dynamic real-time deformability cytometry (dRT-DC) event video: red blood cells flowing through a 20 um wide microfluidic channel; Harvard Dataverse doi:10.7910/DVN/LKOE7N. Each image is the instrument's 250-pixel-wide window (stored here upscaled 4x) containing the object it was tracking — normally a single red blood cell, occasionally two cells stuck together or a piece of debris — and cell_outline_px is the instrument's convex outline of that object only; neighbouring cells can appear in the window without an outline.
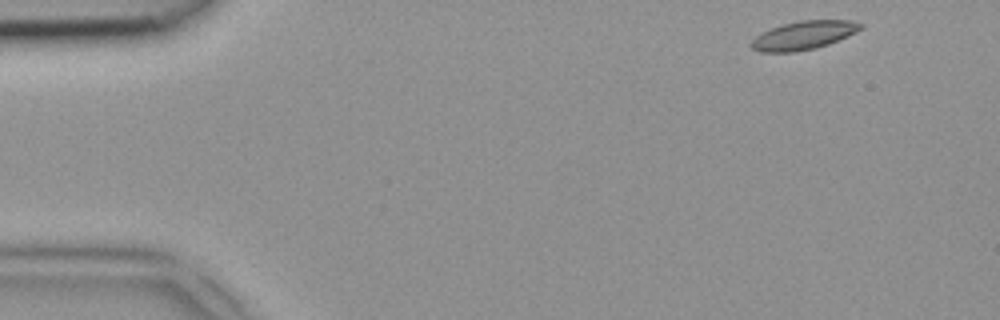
{"species": "common noctule bat (a hibernating species)", "species_latin": "Nyctalus noctula", "temperature_condition": "room temperature", "stored_images_in_passage": 9, "camera_frame_rate_fps": 3000, "um_per_image_px": 0.085, "animal": {"sex": "female", "body_mass_g": 18.4}, "frame": {"image": 1, "passage_image": 1, "time_ms": 0.0, "image_size_px": [1000, 320], "cell_outline_px": [[864, 28], [848, 36], [828, 44], [816, 48], [792, 52], [760, 52], [752, 48], [748, 44], [756, 36], [772, 28], [784, 24], [800, 20], [848, 20], [864, 24]], "centroid_in_image_um": [68.33, 3.0], "position_along_channel_um": 16.7, "area_um2": 18.09}}